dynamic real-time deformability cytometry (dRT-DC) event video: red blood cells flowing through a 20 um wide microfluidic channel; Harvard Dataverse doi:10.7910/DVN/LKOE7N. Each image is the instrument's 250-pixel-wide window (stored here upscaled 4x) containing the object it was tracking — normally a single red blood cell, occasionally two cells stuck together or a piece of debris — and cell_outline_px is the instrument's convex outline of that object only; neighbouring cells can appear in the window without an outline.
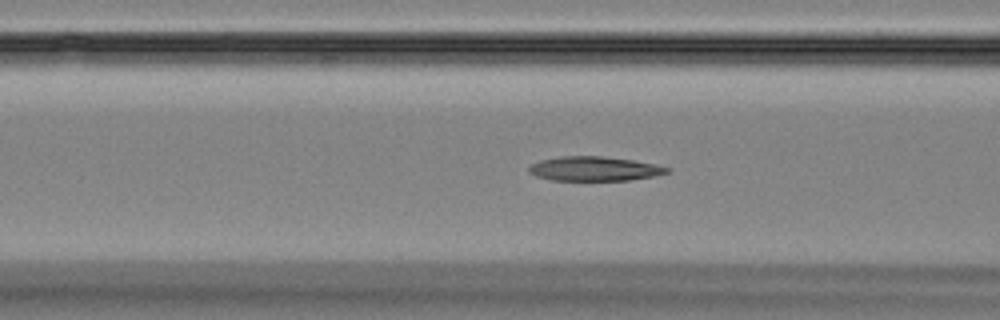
{"species": "Egyptian fruit bat (a non-hibernating species)", "species_latin": "Rousettus aegyptiacus", "temperature_condition": "room temperature", "stored_images_in_passage": 50, "camera_frame_rate_fps": 3000, "um_per_image_px": 0.085, "animal": {"sex": "female"}, "frame": {"image": 1, "passage_image": 21, "time_ms": 6.667, "image_size_px": [1000, 320], "cell_outline_px": [[668, 172], [652, 176], [628, 180], [552, 180], [536, 176], [528, 172], [528, 168], [532, 164], [540, 160], [560, 156], [600, 156], [632, 160], [652, 164], [668, 168]], "centroid_in_image_um": [50.44, 14.34], "position_along_channel_um": 116.2, "area_um2": 19.25}}
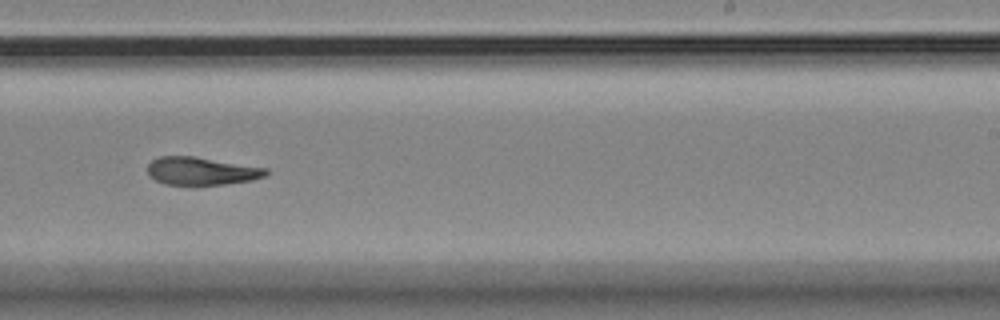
{"frame": {"image": 2, "passage_image": 34, "time_ms": 11.0, "image_size_px": [1000, 320], "cell_outline_px": [[268, 172], [264, 176], [252, 180], [224, 184], [192, 188], [164, 184], [148, 176], [148, 164], [152, 160], [160, 156], [192, 156], [268, 168]], "centroid_in_image_um": [17.07, 14.58], "position_along_channel_um": 271.9, "area_um2": 19.88}}
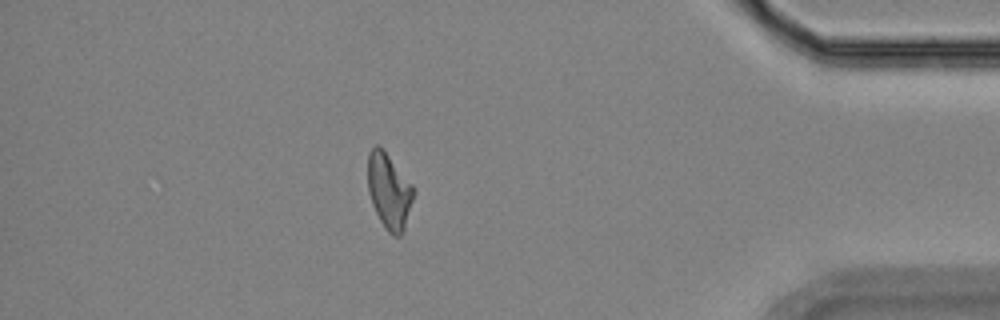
{"frame": {"image": 3, "passage_image": 48, "time_ms": 15.667, "image_size_px": [1000, 320], "cell_outline_px": [[416, 192], [404, 232], [400, 236], [392, 236], [384, 228], [372, 204], [368, 192], [368, 152], [376, 144], [384, 148], [412, 184]], "centroid_in_image_um": [33.09, 16.25], "position_along_channel_um": 402.1, "area_um2": 20.63}}